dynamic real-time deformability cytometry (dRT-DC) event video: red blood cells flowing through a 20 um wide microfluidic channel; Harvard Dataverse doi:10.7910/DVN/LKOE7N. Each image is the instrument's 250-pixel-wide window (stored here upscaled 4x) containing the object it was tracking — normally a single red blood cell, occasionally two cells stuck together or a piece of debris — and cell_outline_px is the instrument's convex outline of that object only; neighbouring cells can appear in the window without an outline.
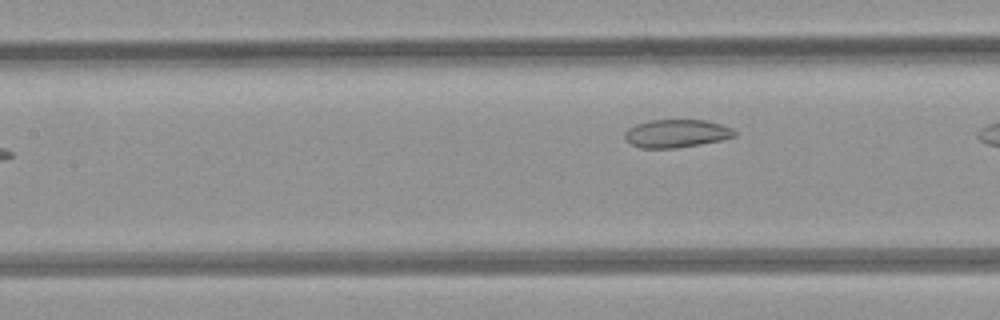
{"species": "common noctule bat (a hibernating species)", "species_latin": "Nyctalus noctula", "temperature_condition": "room temperature", "stored_images_in_passage": 5, "camera_frame_rate_fps": 3000, "um_per_image_px": 0.085, "animal": {"sex": "female", "body_mass_g": 21.9}, "frame": {"image": 1, "passage_image": 5, "time_ms": 4.667, "image_size_px": [1000, 320], "cell_outline_px": [[736, 136], [720, 140], [700, 144], [676, 148], [640, 148], [632, 144], [624, 136], [624, 132], [628, 128], [636, 124], [652, 120], [704, 120], [720, 124], [732, 128], [736, 132]], "centroid_in_image_um": [57.49, 11.34], "position_along_channel_um": 149.9, "area_um2": 17.8}}